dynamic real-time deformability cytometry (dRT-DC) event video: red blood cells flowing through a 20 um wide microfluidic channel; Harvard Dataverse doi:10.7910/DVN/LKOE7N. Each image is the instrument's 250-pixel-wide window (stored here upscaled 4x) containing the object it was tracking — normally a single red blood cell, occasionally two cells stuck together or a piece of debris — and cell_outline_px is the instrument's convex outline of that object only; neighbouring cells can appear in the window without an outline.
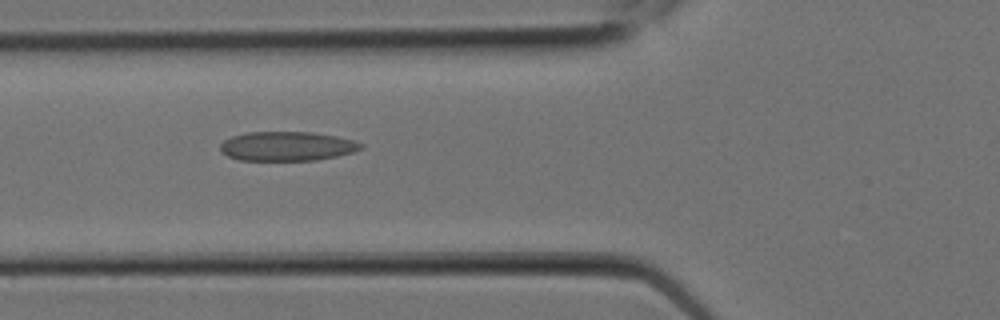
{"species": "Egyptian fruit bat (a non-hibernating species)", "species_latin": "Rousettus aegyptiacus", "temperature_condition": "room temperature", "stored_images_in_passage": 8, "camera_frame_rate_fps": 3000, "um_per_image_px": 0.085, "animal": {"sex": "female"}, "frame": {"image": 1, "passage_image": 7, "time_ms": 2.0, "image_size_px": [1000, 320], "cell_outline_px": [[364, 148], [352, 152], [336, 156], [316, 160], [240, 160], [228, 156], [220, 152], [220, 144], [224, 140], [232, 136], [248, 132], [312, 132], [336, 136], [352, 140], [364, 144]], "centroid_in_image_um": [24.39, 12.42], "position_along_channel_um": 101.4, "area_um2": 23.99}}
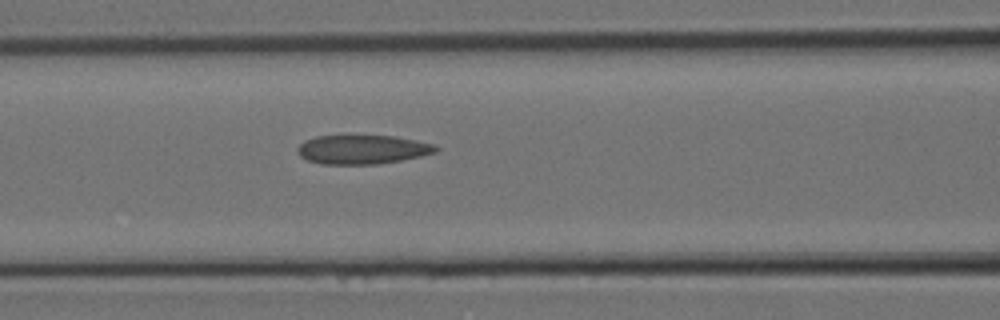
{"frame": {"image": 2, "passage_image": 8, "time_ms": 2.333, "image_size_px": [1000, 320], "cell_outline_px": [[440, 148], [436, 152], [420, 156], [380, 164], [320, 164], [308, 160], [300, 156], [296, 148], [304, 140], [316, 136], [396, 136], [436, 144]], "centroid_in_image_um": [30.82, 12.7], "position_along_channel_um": 135.8, "area_um2": 23.47}}